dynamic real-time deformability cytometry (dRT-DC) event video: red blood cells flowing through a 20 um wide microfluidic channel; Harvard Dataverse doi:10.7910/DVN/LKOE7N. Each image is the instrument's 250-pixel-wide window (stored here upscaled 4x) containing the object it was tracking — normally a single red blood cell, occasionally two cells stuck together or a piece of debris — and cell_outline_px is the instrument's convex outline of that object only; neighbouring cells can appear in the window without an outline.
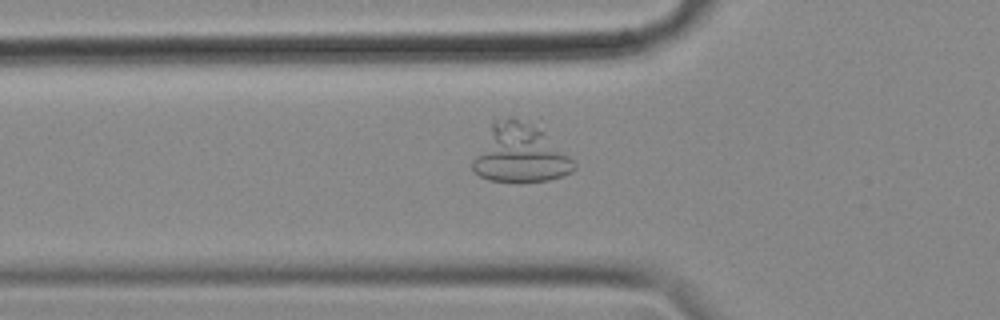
{"species": "common noctule bat (a hibernating species)", "species_latin": "Nyctalus noctula", "temperature_condition": "cold", "stored_images_in_passage": 58, "segment_of_instrument_passage": [1, 2], "camera_frame_rate_fps": 3000, "um_per_image_px": 0.085, "animal": {"sex": "female", "body_mass_g": 18.4}, "frame": {"image": 1, "passage_image": 19, "time_ms": 6.0, "image_size_px": [1000, 320], "cell_outline_px": [[576, 168], [572, 172], [548, 180], [520, 184], [488, 180], [480, 176], [472, 168], [472, 160], [492, 120], [508, 116], [512, 116], [544, 132], [576, 164]], "centroid_in_image_um": [44.14, 13.1], "position_along_channel_um": 81.7, "area_um2": 34.45}}
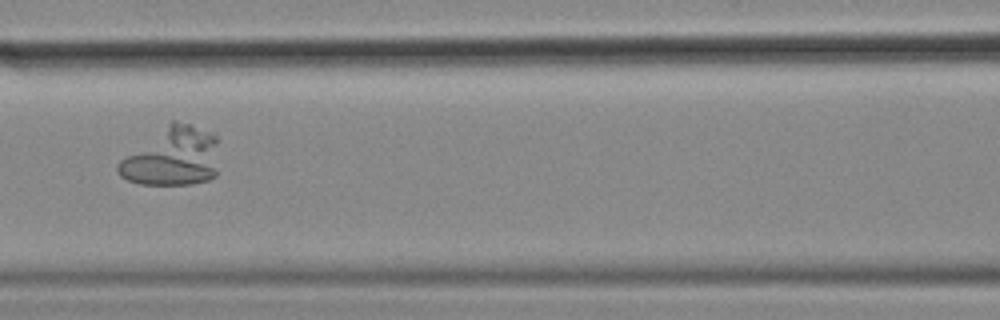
{"frame": {"image": 2, "passage_image": 25, "time_ms": 8.0, "image_size_px": [1000, 320], "cell_outline_px": [[216, 176], [208, 180], [188, 184], [140, 184], [128, 180], [120, 176], [116, 172], [116, 164], [120, 160], [172, 120], [176, 120], [192, 124], [216, 132]], "centroid_in_image_um": [14.66, 13.31], "position_along_channel_um": 151.9, "area_um2": 34.45}}
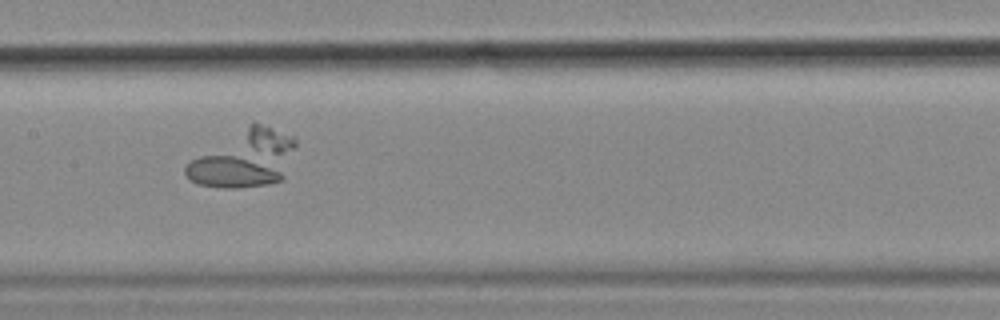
{"frame": {"image": 3, "passage_image": 28, "time_ms": 9.0, "image_size_px": [1000, 320], "cell_outline_px": [[296, 148], [284, 176], [280, 180], [268, 184], [236, 188], [224, 188], [200, 184], [192, 180], [184, 172], [184, 168], [192, 160], [252, 120], [296, 136]], "centroid_in_image_um": [20.82, 13.46], "position_along_channel_um": 186.6, "area_um2": 36.36}}